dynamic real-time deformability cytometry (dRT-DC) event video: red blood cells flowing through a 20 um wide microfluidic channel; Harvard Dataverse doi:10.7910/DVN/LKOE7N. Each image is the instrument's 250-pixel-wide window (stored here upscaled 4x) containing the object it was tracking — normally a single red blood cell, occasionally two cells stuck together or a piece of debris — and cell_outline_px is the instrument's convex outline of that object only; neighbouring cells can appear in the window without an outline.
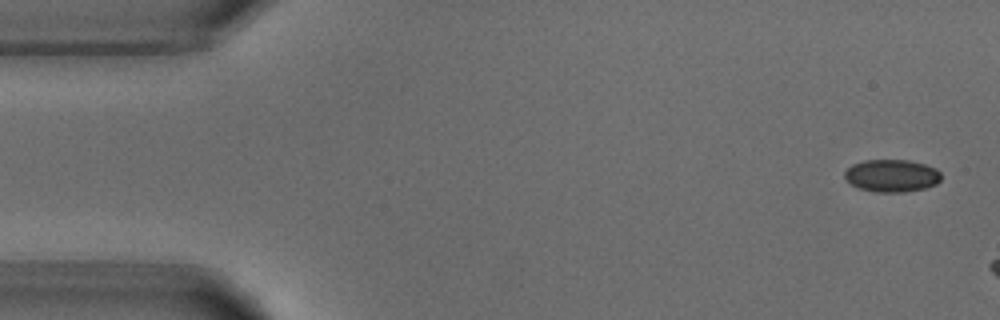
{"species": "common noctule bat (a hibernating species)", "species_latin": "Nyctalus noctula", "temperature_condition": "warm", "stored_images_in_passage": 3, "camera_frame_rate_fps": 3000, "um_per_image_px": 0.085, "animal": {"sex": "male", "body_mass_g": 18.8}, "frame": {"image": 1, "passage_image": 1, "time_ms": 0.0, "image_size_px": [1000, 320], "cell_outline_px": [[940, 180], [936, 184], [924, 188], [904, 192], [876, 192], [860, 188], [852, 184], [844, 176], [844, 172], [852, 164], [864, 160], [908, 160], [924, 164], [936, 168], [940, 172]], "centroid_in_image_um": [75.8, 14.92], "position_along_channel_um": 9.2, "area_um2": 18.15}}